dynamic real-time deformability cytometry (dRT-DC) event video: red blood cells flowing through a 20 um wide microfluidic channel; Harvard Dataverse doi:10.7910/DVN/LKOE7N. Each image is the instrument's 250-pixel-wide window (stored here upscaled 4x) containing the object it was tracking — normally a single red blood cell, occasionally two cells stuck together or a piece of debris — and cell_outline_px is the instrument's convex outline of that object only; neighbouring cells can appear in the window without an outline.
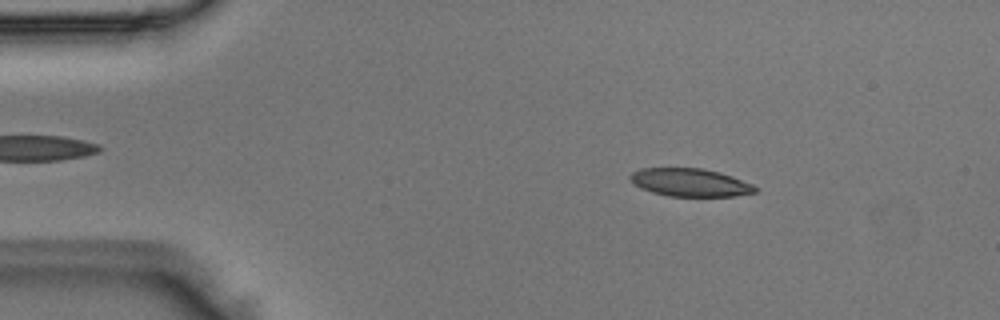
{"species": "Egyptian fruit bat (a non-hibernating species)", "species_latin": "Rousettus aegyptiacus", "temperature_condition": "room temperature", "stored_images_in_passage": 44, "camera_frame_rate_fps": 3000, "um_per_image_px": 0.085, "animal": {"sex": "male"}, "frame": {"image": 1, "passage_image": 7, "time_ms": 2.0, "image_size_px": [1000, 320], "cell_outline_px": [[756, 192], [736, 196], [668, 196], [652, 192], [640, 188], [628, 180], [628, 176], [632, 172], [640, 168], [704, 168], [720, 172], [732, 176], [752, 184], [756, 188]], "centroid_in_image_um": [58.61, 15.5], "position_along_channel_um": 26.4, "area_um2": 20.52}}
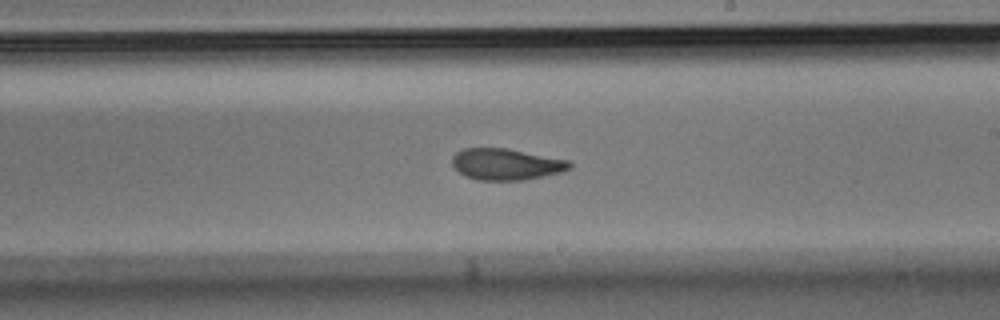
{"frame": {"image": 2, "passage_image": 28, "time_ms": 9.0, "image_size_px": [1000, 320], "cell_outline_px": [[572, 168], [564, 172], [524, 180], [476, 180], [464, 176], [452, 164], [452, 156], [456, 152], [464, 148], [508, 148], [568, 160], [572, 164]], "centroid_in_image_um": [43.04, 13.96], "position_along_channel_um": 246.0, "area_um2": 21.68}}
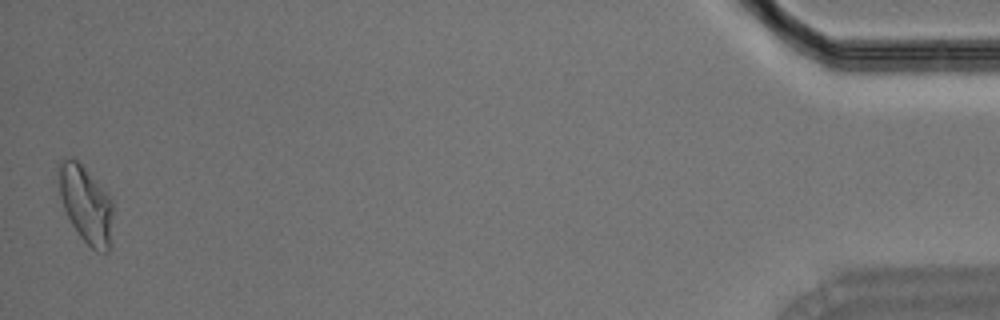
{"frame": {"image": 3, "passage_image": 44, "time_ms": 14.333, "image_size_px": [1000, 320], "cell_outline_px": [[112, 244], [108, 252], [96, 252], [80, 236], [72, 224], [64, 208], [60, 196], [60, 164], [64, 160], [72, 156], [108, 192], [112, 200]], "centroid_in_image_um": [7.37, 17.44], "position_along_channel_um": 427.8, "area_um2": 24.1}}